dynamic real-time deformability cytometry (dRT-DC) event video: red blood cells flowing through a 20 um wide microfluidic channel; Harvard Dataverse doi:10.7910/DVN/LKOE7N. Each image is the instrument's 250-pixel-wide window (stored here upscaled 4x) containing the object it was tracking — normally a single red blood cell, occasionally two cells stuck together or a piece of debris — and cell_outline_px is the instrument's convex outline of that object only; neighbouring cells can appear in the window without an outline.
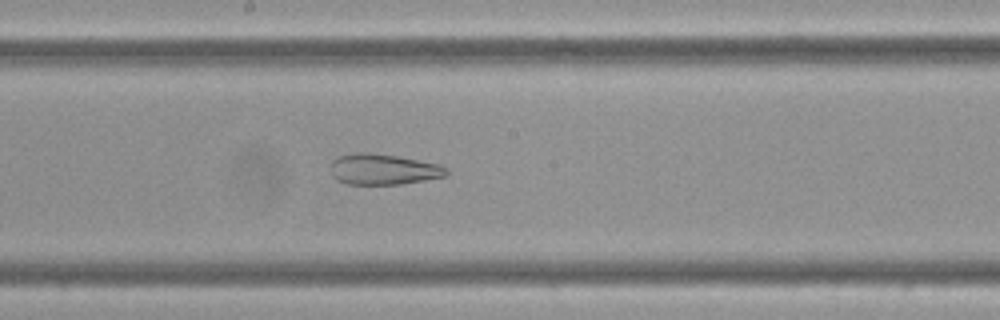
{"species": "Egyptian fruit bat (a non-hibernating species)", "species_latin": "Rousettus aegyptiacus", "temperature_condition": "cold", "stored_images_in_passage": 58, "camera_frame_rate_fps": 3000, "um_per_image_px": 0.085, "frame": {"image": 1, "passage_image": 31, "time_ms": 10.0, "image_size_px": [1000, 320], "cell_outline_px": [[448, 176], [400, 184], [348, 184], [336, 180], [332, 176], [332, 160], [336, 156], [352, 152], [368, 152], [396, 156], [440, 164], [448, 168]], "centroid_in_image_um": [32.57, 14.38], "position_along_channel_um": 215.6, "area_um2": 20.92}}
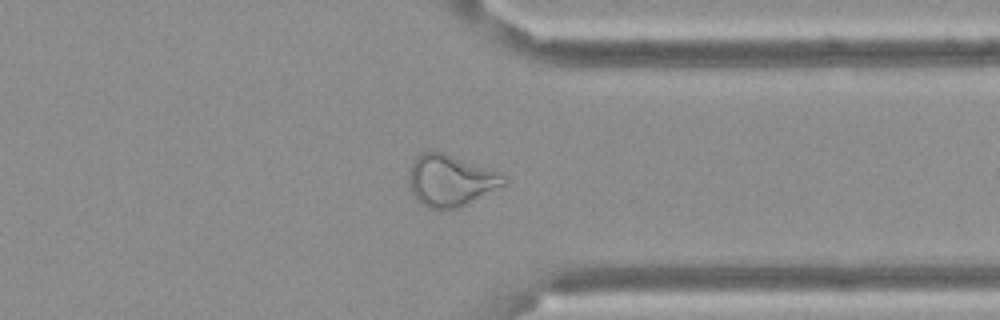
{"frame": {"image": 2, "passage_image": 45, "time_ms": 14.667, "image_size_px": [1000, 320], "cell_outline_px": [[508, 184], [460, 208], [428, 208], [416, 200], [412, 192], [408, 180], [412, 164], [424, 152], [432, 148], [444, 152], [488, 168], [504, 176], [508, 180]], "centroid_in_image_um": [38.32, 15.34], "position_along_channel_um": 373.1, "area_um2": 28.55}}
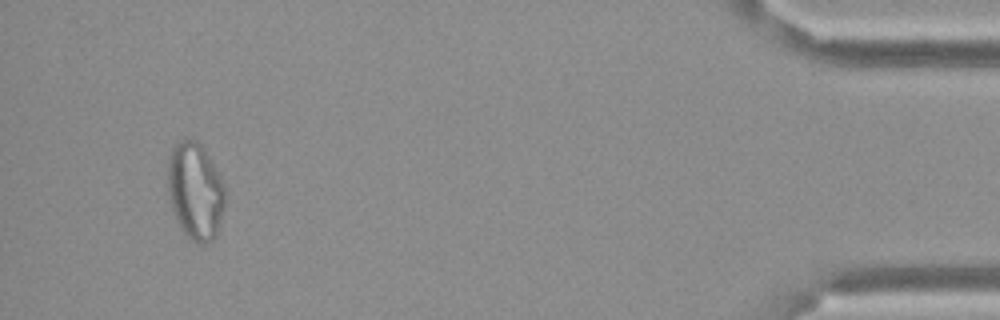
{"frame": {"image": 3, "passage_image": 55, "time_ms": 18.0, "image_size_px": [1000, 320], "cell_outline_px": [[224, 204], [220, 224], [216, 236], [212, 240], [204, 244], [200, 244], [192, 240], [180, 228], [176, 220], [172, 208], [168, 192], [168, 156], [172, 148], [180, 140], [196, 140], [200, 144], [212, 160], [220, 176], [224, 188]], "centroid_in_image_um": [16.59, 16.24], "position_along_channel_um": 418.6, "area_um2": 32.31}}